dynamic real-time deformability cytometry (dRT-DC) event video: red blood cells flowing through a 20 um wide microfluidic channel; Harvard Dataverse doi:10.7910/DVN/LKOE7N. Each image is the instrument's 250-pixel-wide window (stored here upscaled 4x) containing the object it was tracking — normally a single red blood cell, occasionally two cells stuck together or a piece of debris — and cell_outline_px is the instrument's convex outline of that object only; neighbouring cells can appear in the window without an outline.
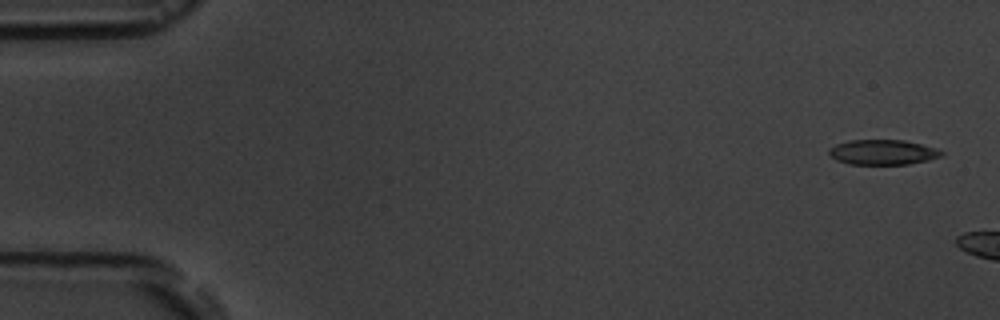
{"species": "common noctule bat (a hibernating species)", "species_latin": "Nyctalus noctula", "temperature_condition": "room temperature", "stored_images_in_passage": 3, "camera_frame_rate_fps": 3000, "um_per_image_px": 0.085, "animal": {"sex": "male", "body_mass_g": 19.5, "forearm_length_mm": 54.6}, "frame": {"image": 1, "passage_image": 1, "time_ms": 0.0, "image_size_px": [1000, 320], "cell_outline_px": [[944, 156], [928, 160], [908, 164], [848, 164], [836, 160], [828, 152], [828, 148], [836, 144], [848, 140], [904, 140], [936, 148], [944, 152]], "centroid_in_image_um": [75.04, 12.94], "position_along_channel_um": 10.0, "area_um2": 16.47}}